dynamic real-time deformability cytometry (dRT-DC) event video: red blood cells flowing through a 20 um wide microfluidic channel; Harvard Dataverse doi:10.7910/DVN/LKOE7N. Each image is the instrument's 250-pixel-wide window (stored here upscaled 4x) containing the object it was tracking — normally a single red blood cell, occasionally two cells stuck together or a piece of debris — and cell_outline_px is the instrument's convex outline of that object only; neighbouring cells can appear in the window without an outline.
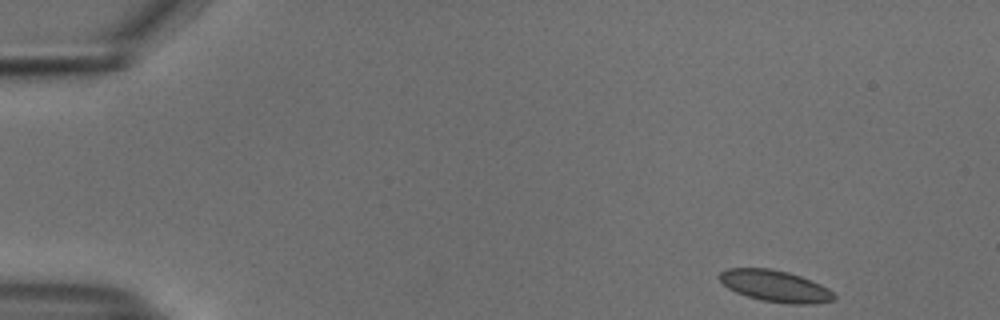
{"species": "common noctule bat (a hibernating species)", "species_latin": "Nyctalus noctula", "temperature_condition": "cold", "stored_images_in_passage": 51, "segment_of_instrument_passage": [1, 2], "camera_frame_rate_fps": 3000, "um_per_image_px": 0.085, "animal": {"sex": "male", "body_mass_g": 18.8}, "frame": {"image": 1, "passage_image": 1, "time_ms": 0.0, "image_size_px": [1000, 320], "cell_outline_px": [[836, 300], [812, 304], [788, 304], [760, 300], [736, 292], [728, 288], [716, 276], [720, 272], [728, 268], [772, 268], [788, 272], [800, 276], [820, 284], [828, 288], [836, 296]], "centroid_in_image_um": [65.89, 24.31], "position_along_channel_um": 19.1, "area_um2": 21.15}}
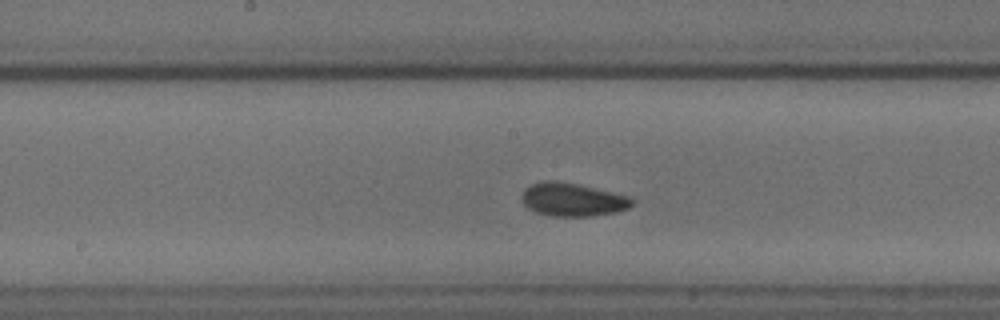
{"frame": {"image": 2, "passage_image": 24, "time_ms": 7.667, "image_size_px": [1000, 320], "cell_outline_px": [[636, 200], [628, 208], [616, 212], [592, 216], [552, 216], [536, 212], [528, 208], [520, 200], [520, 196], [524, 188], [532, 184], [544, 180], [556, 180], [576, 184], [632, 196]], "centroid_in_image_um": [48.66, 16.96], "position_along_channel_um": 199.5, "area_um2": 21.62}}
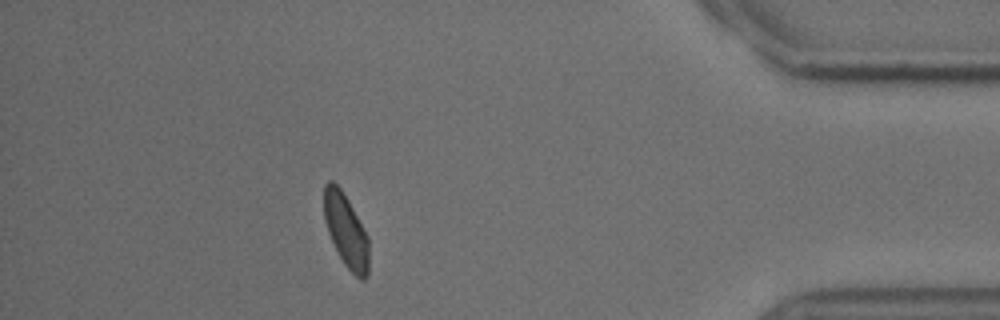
{"frame": {"image": 3, "passage_image": 44, "time_ms": 14.333, "image_size_px": [1000, 320], "cell_outline_px": [[368, 276], [364, 280], [360, 280], [344, 264], [328, 232], [324, 220], [324, 184], [328, 180], [332, 180], [340, 188], [348, 200], [368, 236]], "centroid_in_image_um": [29.4, 19.59], "position_along_channel_um": 405.8, "area_um2": 18.96}}